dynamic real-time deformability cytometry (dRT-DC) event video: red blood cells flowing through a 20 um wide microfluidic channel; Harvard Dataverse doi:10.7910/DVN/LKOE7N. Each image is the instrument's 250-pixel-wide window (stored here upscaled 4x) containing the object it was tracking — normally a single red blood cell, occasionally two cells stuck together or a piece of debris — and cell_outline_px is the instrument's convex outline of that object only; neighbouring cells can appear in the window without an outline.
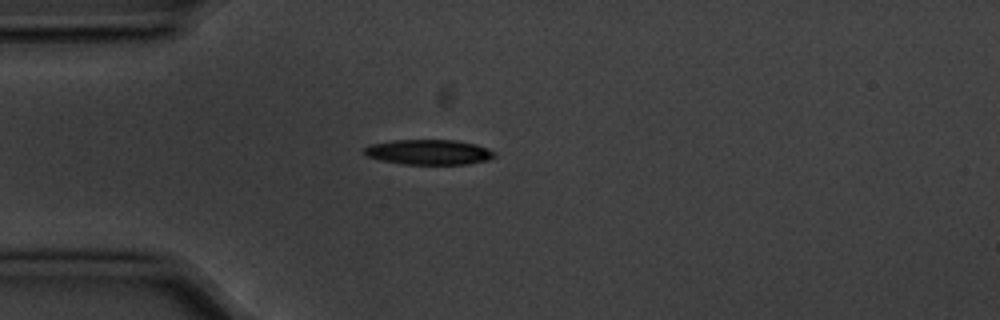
{"species": "common noctule bat (a hibernating species)", "species_latin": "Nyctalus noctula", "temperature_condition": "cold", "stored_images_in_passage": 1, "camera_frame_rate_fps": 3000, "um_per_image_px": 0.085, "animal": {"sex": "male", "body_mass_g": 20.1, "forearm_length_mm": 53.5}, "frame": {"image": 1, "passage_image": 1, "time_ms": 0.0, "image_size_px": [1000, 320], "cell_outline_px": [[496, 156], [488, 160], [468, 164], [404, 164], [380, 160], [364, 156], [364, 148], [372, 144], [392, 140], [456, 140], [476, 144], [488, 148], [496, 152]], "centroid_in_image_um": [36.46, 12.93], "position_along_channel_um": 48.5, "area_um2": 19.19}}